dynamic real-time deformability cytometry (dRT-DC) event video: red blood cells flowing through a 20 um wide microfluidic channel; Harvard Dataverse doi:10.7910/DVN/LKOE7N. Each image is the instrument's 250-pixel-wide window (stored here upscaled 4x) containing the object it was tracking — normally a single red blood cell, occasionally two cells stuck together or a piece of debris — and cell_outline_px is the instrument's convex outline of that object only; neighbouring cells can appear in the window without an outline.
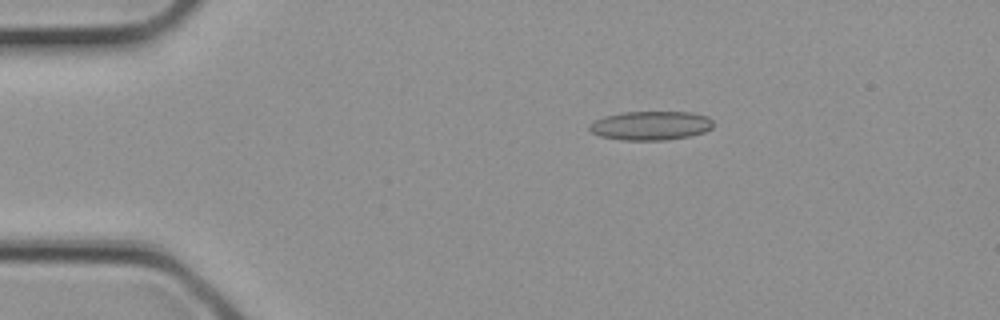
{"species": "common noctule bat (a hibernating species)", "species_latin": "Nyctalus noctula", "temperature_condition": "cold", "stored_images_in_passage": 31, "camera_frame_rate_fps": 3000, "um_per_image_px": 0.085, "animal": {"sex": "female", "body_mass_g": 21.9}, "frame": {"image": 1, "passage_image": 6, "time_ms": 1.667, "image_size_px": [1000, 320], "cell_outline_px": [[712, 128], [704, 132], [688, 136], [668, 140], [624, 140], [600, 136], [592, 132], [588, 128], [588, 124], [604, 116], [624, 112], [692, 112], [708, 116], [712, 120]], "centroid_in_image_um": [55.31, 10.67], "position_along_channel_um": 29.7, "area_um2": 20.92}}
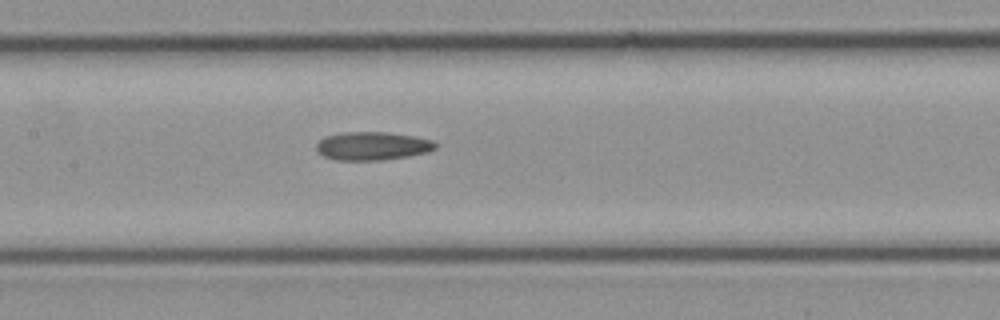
{"frame": {"image": 2, "passage_image": 15, "time_ms": 4.667, "image_size_px": [1000, 320], "cell_outline_px": [[436, 148], [428, 152], [408, 156], [384, 160], [336, 160], [324, 156], [316, 152], [316, 144], [324, 136], [344, 132], [388, 132], [416, 136], [432, 140], [436, 144]], "centroid_in_image_um": [31.64, 12.4], "position_along_channel_um": 175.8, "area_um2": 19.83}}
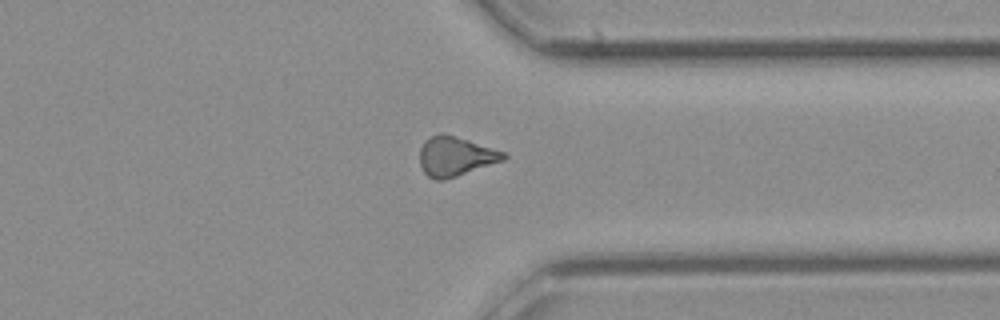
{"frame": {"image": 3, "passage_image": 24, "time_ms": 7.667, "image_size_px": [1000, 320], "cell_outline_px": [[508, 156], [504, 160], [444, 180], [436, 180], [428, 176], [424, 172], [420, 164], [420, 148], [424, 140], [440, 132], [444, 132], [504, 152]], "centroid_in_image_um": [38.68, 13.28], "position_along_channel_um": 372.7, "area_um2": 19.13}}